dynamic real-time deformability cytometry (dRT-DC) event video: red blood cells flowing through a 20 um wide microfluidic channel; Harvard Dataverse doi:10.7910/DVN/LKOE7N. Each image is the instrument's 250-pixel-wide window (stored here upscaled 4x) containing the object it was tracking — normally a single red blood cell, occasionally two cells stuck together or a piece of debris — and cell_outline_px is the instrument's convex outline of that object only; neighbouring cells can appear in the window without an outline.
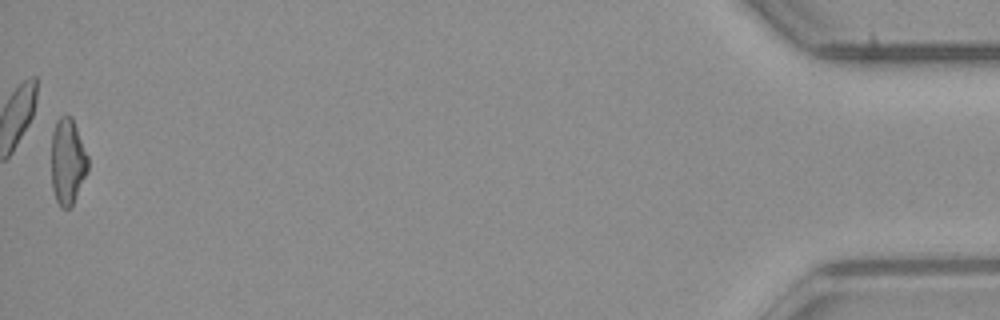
{"species": "common noctule bat (a hibernating species)", "species_latin": "Nyctalus noctula", "temperature_condition": "room temperature", "stored_images_in_passage": 52, "camera_frame_rate_fps": 3000, "um_per_image_px": 0.085, "animal": {"sex": "male", "body_mass_g": 23.1, "forearm_length_mm": 52.7}, "frame": {"image": 1, "passage_image": 52, "time_ms": 17.0, "image_size_px": [1000, 320], "cell_outline_px": [[88, 172], [72, 204], [68, 208], [60, 208], [56, 200], [52, 188], [52, 132], [56, 120], [60, 116], [72, 116], [88, 156]], "centroid_in_image_um": [5.75, 13.72], "position_along_channel_um": 429.5, "area_um2": 18.38}, "authors_computed_cell_mechanics": {"area_um2": 19.3052, "velocity_mm_per_s": 3.9901, "shape_relaxation_time_tau1_ms": null, "shape_relaxation_time_tau2_ms": 6.5172, "deformation_change_tau1": null, "deformation_change_tau2": 0.2085}}